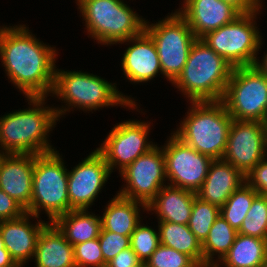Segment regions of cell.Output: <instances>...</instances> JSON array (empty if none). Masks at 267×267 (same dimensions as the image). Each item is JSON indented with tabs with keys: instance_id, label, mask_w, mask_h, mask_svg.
Returning <instances> with one entry per match:
<instances>
[{
	"instance_id": "1",
	"label": "cell",
	"mask_w": 267,
	"mask_h": 267,
	"mask_svg": "<svg viewBox=\"0 0 267 267\" xmlns=\"http://www.w3.org/2000/svg\"><path fill=\"white\" fill-rule=\"evenodd\" d=\"M24 25L0 26V60L10 82L25 97H48L53 90L55 47L46 45Z\"/></svg>"
},
{
	"instance_id": "2",
	"label": "cell",
	"mask_w": 267,
	"mask_h": 267,
	"mask_svg": "<svg viewBox=\"0 0 267 267\" xmlns=\"http://www.w3.org/2000/svg\"><path fill=\"white\" fill-rule=\"evenodd\" d=\"M47 97H26L30 107L0 117V151L6 154H44L56 148L48 140L59 121ZM49 133V134H48Z\"/></svg>"
},
{
	"instance_id": "3",
	"label": "cell",
	"mask_w": 267,
	"mask_h": 267,
	"mask_svg": "<svg viewBox=\"0 0 267 267\" xmlns=\"http://www.w3.org/2000/svg\"><path fill=\"white\" fill-rule=\"evenodd\" d=\"M117 84L100 76L82 71H65L56 67L51 97L64 101L65 106L54 107L57 117H63L73 107L82 111L98 110L108 106L137 109V100L118 91ZM67 105V106H66ZM71 107V108H70Z\"/></svg>"
},
{
	"instance_id": "4",
	"label": "cell",
	"mask_w": 267,
	"mask_h": 267,
	"mask_svg": "<svg viewBox=\"0 0 267 267\" xmlns=\"http://www.w3.org/2000/svg\"><path fill=\"white\" fill-rule=\"evenodd\" d=\"M233 66L204 41L192 45L181 74L172 83L188 101H220Z\"/></svg>"
},
{
	"instance_id": "5",
	"label": "cell",
	"mask_w": 267,
	"mask_h": 267,
	"mask_svg": "<svg viewBox=\"0 0 267 267\" xmlns=\"http://www.w3.org/2000/svg\"><path fill=\"white\" fill-rule=\"evenodd\" d=\"M191 106L173 133L201 154L222 159L233 121L220 101H190Z\"/></svg>"
},
{
	"instance_id": "6",
	"label": "cell",
	"mask_w": 267,
	"mask_h": 267,
	"mask_svg": "<svg viewBox=\"0 0 267 267\" xmlns=\"http://www.w3.org/2000/svg\"><path fill=\"white\" fill-rule=\"evenodd\" d=\"M85 21L87 34L98 44L116 45L140 35L145 18L139 16L124 0H76Z\"/></svg>"
},
{
	"instance_id": "7",
	"label": "cell",
	"mask_w": 267,
	"mask_h": 267,
	"mask_svg": "<svg viewBox=\"0 0 267 267\" xmlns=\"http://www.w3.org/2000/svg\"><path fill=\"white\" fill-rule=\"evenodd\" d=\"M68 170L62 155L55 150L35 154L32 199L27 211L40 216L45 211L49 222L70 211L68 196Z\"/></svg>"
},
{
	"instance_id": "8",
	"label": "cell",
	"mask_w": 267,
	"mask_h": 267,
	"mask_svg": "<svg viewBox=\"0 0 267 267\" xmlns=\"http://www.w3.org/2000/svg\"><path fill=\"white\" fill-rule=\"evenodd\" d=\"M262 8L239 15L234 21L206 33L200 39L233 67L254 65L262 48L256 17Z\"/></svg>"
},
{
	"instance_id": "9",
	"label": "cell",
	"mask_w": 267,
	"mask_h": 267,
	"mask_svg": "<svg viewBox=\"0 0 267 267\" xmlns=\"http://www.w3.org/2000/svg\"><path fill=\"white\" fill-rule=\"evenodd\" d=\"M221 101L233 120L267 123V76L254 65L233 67Z\"/></svg>"
},
{
	"instance_id": "10",
	"label": "cell",
	"mask_w": 267,
	"mask_h": 267,
	"mask_svg": "<svg viewBox=\"0 0 267 267\" xmlns=\"http://www.w3.org/2000/svg\"><path fill=\"white\" fill-rule=\"evenodd\" d=\"M149 23L145 21L144 31L155 43L162 75L173 83L181 74L197 38L177 9L158 22Z\"/></svg>"
},
{
	"instance_id": "11",
	"label": "cell",
	"mask_w": 267,
	"mask_h": 267,
	"mask_svg": "<svg viewBox=\"0 0 267 267\" xmlns=\"http://www.w3.org/2000/svg\"><path fill=\"white\" fill-rule=\"evenodd\" d=\"M150 124L148 121L129 119L111 128L103 143L96 148L108 164L111 173L117 168L120 174L139 156L157 145L148 141Z\"/></svg>"
},
{
	"instance_id": "12",
	"label": "cell",
	"mask_w": 267,
	"mask_h": 267,
	"mask_svg": "<svg viewBox=\"0 0 267 267\" xmlns=\"http://www.w3.org/2000/svg\"><path fill=\"white\" fill-rule=\"evenodd\" d=\"M171 136V137H170ZM161 146L165 158L167 185L197 192L213 159L201 154L171 133Z\"/></svg>"
},
{
	"instance_id": "13",
	"label": "cell",
	"mask_w": 267,
	"mask_h": 267,
	"mask_svg": "<svg viewBox=\"0 0 267 267\" xmlns=\"http://www.w3.org/2000/svg\"><path fill=\"white\" fill-rule=\"evenodd\" d=\"M120 175L126 184L117 194L147 206L160 189L167 186L162 147L156 145L149 152L139 156Z\"/></svg>"
},
{
	"instance_id": "14",
	"label": "cell",
	"mask_w": 267,
	"mask_h": 267,
	"mask_svg": "<svg viewBox=\"0 0 267 267\" xmlns=\"http://www.w3.org/2000/svg\"><path fill=\"white\" fill-rule=\"evenodd\" d=\"M267 156V123L233 120L229 129L223 160L245 177Z\"/></svg>"
},
{
	"instance_id": "15",
	"label": "cell",
	"mask_w": 267,
	"mask_h": 267,
	"mask_svg": "<svg viewBox=\"0 0 267 267\" xmlns=\"http://www.w3.org/2000/svg\"><path fill=\"white\" fill-rule=\"evenodd\" d=\"M110 175L108 164L96 149L68 171L70 211L89 210Z\"/></svg>"
},
{
	"instance_id": "16",
	"label": "cell",
	"mask_w": 267,
	"mask_h": 267,
	"mask_svg": "<svg viewBox=\"0 0 267 267\" xmlns=\"http://www.w3.org/2000/svg\"><path fill=\"white\" fill-rule=\"evenodd\" d=\"M41 218L25 212L21 217L0 221V233L4 246L19 267L26 265L35 254L42 229L49 223L38 219L32 224L29 218Z\"/></svg>"
},
{
	"instance_id": "17",
	"label": "cell",
	"mask_w": 267,
	"mask_h": 267,
	"mask_svg": "<svg viewBox=\"0 0 267 267\" xmlns=\"http://www.w3.org/2000/svg\"><path fill=\"white\" fill-rule=\"evenodd\" d=\"M125 42L132 44L127 47L121 59L123 74L129 82L147 83L158 76V73L162 74L155 43L145 31L119 43Z\"/></svg>"
},
{
	"instance_id": "18",
	"label": "cell",
	"mask_w": 267,
	"mask_h": 267,
	"mask_svg": "<svg viewBox=\"0 0 267 267\" xmlns=\"http://www.w3.org/2000/svg\"><path fill=\"white\" fill-rule=\"evenodd\" d=\"M35 154H5L0 165V189L26 212L32 199Z\"/></svg>"
},
{
	"instance_id": "19",
	"label": "cell",
	"mask_w": 267,
	"mask_h": 267,
	"mask_svg": "<svg viewBox=\"0 0 267 267\" xmlns=\"http://www.w3.org/2000/svg\"><path fill=\"white\" fill-rule=\"evenodd\" d=\"M178 13L187 21L196 38L216 30L241 15L221 0H184Z\"/></svg>"
},
{
	"instance_id": "20",
	"label": "cell",
	"mask_w": 267,
	"mask_h": 267,
	"mask_svg": "<svg viewBox=\"0 0 267 267\" xmlns=\"http://www.w3.org/2000/svg\"><path fill=\"white\" fill-rule=\"evenodd\" d=\"M246 182L245 176L223 159L211 162L201 188L196 192L202 201L222 207L232 193Z\"/></svg>"
},
{
	"instance_id": "21",
	"label": "cell",
	"mask_w": 267,
	"mask_h": 267,
	"mask_svg": "<svg viewBox=\"0 0 267 267\" xmlns=\"http://www.w3.org/2000/svg\"><path fill=\"white\" fill-rule=\"evenodd\" d=\"M33 259L36 267H76L73 245L53 222L42 229Z\"/></svg>"
},
{
	"instance_id": "22",
	"label": "cell",
	"mask_w": 267,
	"mask_h": 267,
	"mask_svg": "<svg viewBox=\"0 0 267 267\" xmlns=\"http://www.w3.org/2000/svg\"><path fill=\"white\" fill-rule=\"evenodd\" d=\"M196 193L173 186H164L147 205V212L156 213L158 221L188 225Z\"/></svg>"
},
{
	"instance_id": "23",
	"label": "cell",
	"mask_w": 267,
	"mask_h": 267,
	"mask_svg": "<svg viewBox=\"0 0 267 267\" xmlns=\"http://www.w3.org/2000/svg\"><path fill=\"white\" fill-rule=\"evenodd\" d=\"M106 205L103 215L100 216L102 228L124 236H131L136 226L143 220L140 217V210L142 208L143 211L147 210L145 204L124 198L119 194H116Z\"/></svg>"
},
{
	"instance_id": "24",
	"label": "cell",
	"mask_w": 267,
	"mask_h": 267,
	"mask_svg": "<svg viewBox=\"0 0 267 267\" xmlns=\"http://www.w3.org/2000/svg\"><path fill=\"white\" fill-rule=\"evenodd\" d=\"M90 213L88 209L71 210L58 216L53 223L74 246L99 237L102 229L101 217Z\"/></svg>"
},
{
	"instance_id": "25",
	"label": "cell",
	"mask_w": 267,
	"mask_h": 267,
	"mask_svg": "<svg viewBox=\"0 0 267 267\" xmlns=\"http://www.w3.org/2000/svg\"><path fill=\"white\" fill-rule=\"evenodd\" d=\"M267 259V240L237 233L233 245L216 265L259 267Z\"/></svg>"
},
{
	"instance_id": "26",
	"label": "cell",
	"mask_w": 267,
	"mask_h": 267,
	"mask_svg": "<svg viewBox=\"0 0 267 267\" xmlns=\"http://www.w3.org/2000/svg\"><path fill=\"white\" fill-rule=\"evenodd\" d=\"M160 244L189 256L199 267H204L202 243L188 225L158 221Z\"/></svg>"
},
{
	"instance_id": "27",
	"label": "cell",
	"mask_w": 267,
	"mask_h": 267,
	"mask_svg": "<svg viewBox=\"0 0 267 267\" xmlns=\"http://www.w3.org/2000/svg\"><path fill=\"white\" fill-rule=\"evenodd\" d=\"M237 233L221 215L218 216L202 243L204 267H212L222 260L233 245Z\"/></svg>"
},
{
	"instance_id": "28",
	"label": "cell",
	"mask_w": 267,
	"mask_h": 267,
	"mask_svg": "<svg viewBox=\"0 0 267 267\" xmlns=\"http://www.w3.org/2000/svg\"><path fill=\"white\" fill-rule=\"evenodd\" d=\"M258 195L247 182L235 190L220 207V215L236 230L242 226L254 198Z\"/></svg>"
},
{
	"instance_id": "29",
	"label": "cell",
	"mask_w": 267,
	"mask_h": 267,
	"mask_svg": "<svg viewBox=\"0 0 267 267\" xmlns=\"http://www.w3.org/2000/svg\"><path fill=\"white\" fill-rule=\"evenodd\" d=\"M219 215L220 207L202 201L197 196L194 198L188 226L201 243L207 238L210 228Z\"/></svg>"
},
{
	"instance_id": "30",
	"label": "cell",
	"mask_w": 267,
	"mask_h": 267,
	"mask_svg": "<svg viewBox=\"0 0 267 267\" xmlns=\"http://www.w3.org/2000/svg\"><path fill=\"white\" fill-rule=\"evenodd\" d=\"M238 233L267 240V196L254 198Z\"/></svg>"
},
{
	"instance_id": "31",
	"label": "cell",
	"mask_w": 267,
	"mask_h": 267,
	"mask_svg": "<svg viewBox=\"0 0 267 267\" xmlns=\"http://www.w3.org/2000/svg\"><path fill=\"white\" fill-rule=\"evenodd\" d=\"M139 223L130 236V247L144 263L160 245L159 231Z\"/></svg>"
},
{
	"instance_id": "32",
	"label": "cell",
	"mask_w": 267,
	"mask_h": 267,
	"mask_svg": "<svg viewBox=\"0 0 267 267\" xmlns=\"http://www.w3.org/2000/svg\"><path fill=\"white\" fill-rule=\"evenodd\" d=\"M144 267H199L189 256L160 244Z\"/></svg>"
},
{
	"instance_id": "33",
	"label": "cell",
	"mask_w": 267,
	"mask_h": 267,
	"mask_svg": "<svg viewBox=\"0 0 267 267\" xmlns=\"http://www.w3.org/2000/svg\"><path fill=\"white\" fill-rule=\"evenodd\" d=\"M76 267H104V258L98 238L73 246Z\"/></svg>"
},
{
	"instance_id": "34",
	"label": "cell",
	"mask_w": 267,
	"mask_h": 267,
	"mask_svg": "<svg viewBox=\"0 0 267 267\" xmlns=\"http://www.w3.org/2000/svg\"><path fill=\"white\" fill-rule=\"evenodd\" d=\"M98 240L104 258V267L119 252L130 247V236L107 231L103 228L101 229Z\"/></svg>"
},
{
	"instance_id": "35",
	"label": "cell",
	"mask_w": 267,
	"mask_h": 267,
	"mask_svg": "<svg viewBox=\"0 0 267 267\" xmlns=\"http://www.w3.org/2000/svg\"><path fill=\"white\" fill-rule=\"evenodd\" d=\"M245 180L258 194L267 196V156L246 175Z\"/></svg>"
},
{
	"instance_id": "36",
	"label": "cell",
	"mask_w": 267,
	"mask_h": 267,
	"mask_svg": "<svg viewBox=\"0 0 267 267\" xmlns=\"http://www.w3.org/2000/svg\"><path fill=\"white\" fill-rule=\"evenodd\" d=\"M25 212L17 201L0 189V221L21 217Z\"/></svg>"
},
{
	"instance_id": "37",
	"label": "cell",
	"mask_w": 267,
	"mask_h": 267,
	"mask_svg": "<svg viewBox=\"0 0 267 267\" xmlns=\"http://www.w3.org/2000/svg\"><path fill=\"white\" fill-rule=\"evenodd\" d=\"M106 267H144V263L138 258L131 247L119 252Z\"/></svg>"
},
{
	"instance_id": "38",
	"label": "cell",
	"mask_w": 267,
	"mask_h": 267,
	"mask_svg": "<svg viewBox=\"0 0 267 267\" xmlns=\"http://www.w3.org/2000/svg\"><path fill=\"white\" fill-rule=\"evenodd\" d=\"M234 7L240 14H248L262 7V0H221Z\"/></svg>"
},
{
	"instance_id": "39",
	"label": "cell",
	"mask_w": 267,
	"mask_h": 267,
	"mask_svg": "<svg viewBox=\"0 0 267 267\" xmlns=\"http://www.w3.org/2000/svg\"><path fill=\"white\" fill-rule=\"evenodd\" d=\"M0 267H19L11 258L8 250L4 246L3 238L0 233Z\"/></svg>"
},
{
	"instance_id": "40",
	"label": "cell",
	"mask_w": 267,
	"mask_h": 267,
	"mask_svg": "<svg viewBox=\"0 0 267 267\" xmlns=\"http://www.w3.org/2000/svg\"><path fill=\"white\" fill-rule=\"evenodd\" d=\"M259 58L260 57H257L254 66H256L263 74L267 76V50L266 53L264 52V56L262 57L261 61Z\"/></svg>"
},
{
	"instance_id": "41",
	"label": "cell",
	"mask_w": 267,
	"mask_h": 267,
	"mask_svg": "<svg viewBox=\"0 0 267 267\" xmlns=\"http://www.w3.org/2000/svg\"><path fill=\"white\" fill-rule=\"evenodd\" d=\"M5 154L6 153H3V152L0 151V165H1V162H2V158L4 157Z\"/></svg>"
},
{
	"instance_id": "42",
	"label": "cell",
	"mask_w": 267,
	"mask_h": 267,
	"mask_svg": "<svg viewBox=\"0 0 267 267\" xmlns=\"http://www.w3.org/2000/svg\"><path fill=\"white\" fill-rule=\"evenodd\" d=\"M259 267H267V259Z\"/></svg>"
}]
</instances>
